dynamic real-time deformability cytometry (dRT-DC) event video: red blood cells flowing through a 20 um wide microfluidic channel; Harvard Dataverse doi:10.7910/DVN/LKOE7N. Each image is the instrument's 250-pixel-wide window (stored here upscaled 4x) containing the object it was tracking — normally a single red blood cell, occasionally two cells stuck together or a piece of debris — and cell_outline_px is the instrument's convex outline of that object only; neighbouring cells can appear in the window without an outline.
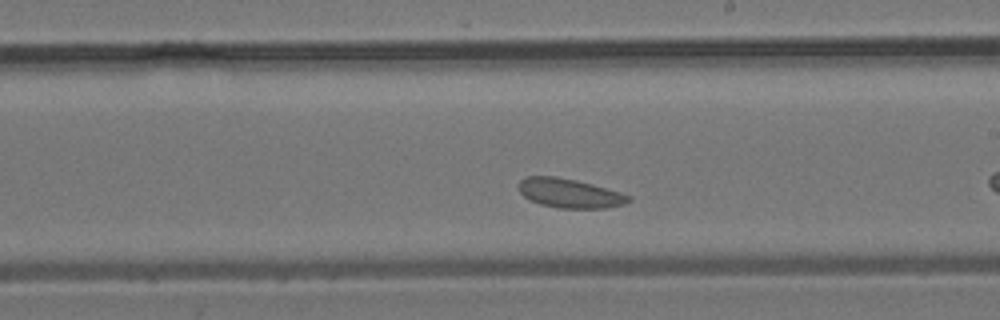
{"species": "common noctule bat (a hibernating species)", "species_latin": "Nyctalus noctula", "temperature_condition": "room temperature", "stored_images_in_passage": 20, "camera_frame_rate_fps": 3000, "um_per_image_px": 0.085, "animal": {"sex": "male", "body_mass_g": 19.2, "forearm_length_mm": 51.8}, "frame": {"image": 1, "passage_image": 9, "time_ms": 2.667, "image_size_px": [1000, 320], "cell_outline_px": [[632, 200], [624, 204], [604, 208], [556, 208], [540, 204], [524, 196], [520, 192], [520, 180], [528, 176], [556, 176], [576, 180], [592, 184], [620, 192], [632, 196]], "centroid_in_image_um": [48.45, 16.42], "position_along_channel_um": 240.6, "area_um2": 18.61}}
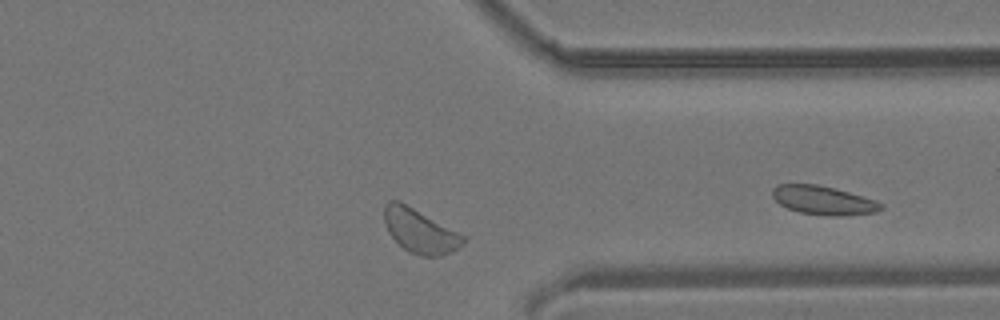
{"frame": {"image": 2, "passage_image": 17, "time_ms": 5.333, "image_size_px": [1000, 320], "cell_outline_px": [[464, 240], [456, 248], [440, 256], [420, 256], [408, 252], [388, 232], [384, 224], [384, 204], [388, 200], [400, 200], [464, 236]], "centroid_in_image_um": [35.61, 19.6], "position_along_channel_um": 375.8, "area_um2": 19.83}}